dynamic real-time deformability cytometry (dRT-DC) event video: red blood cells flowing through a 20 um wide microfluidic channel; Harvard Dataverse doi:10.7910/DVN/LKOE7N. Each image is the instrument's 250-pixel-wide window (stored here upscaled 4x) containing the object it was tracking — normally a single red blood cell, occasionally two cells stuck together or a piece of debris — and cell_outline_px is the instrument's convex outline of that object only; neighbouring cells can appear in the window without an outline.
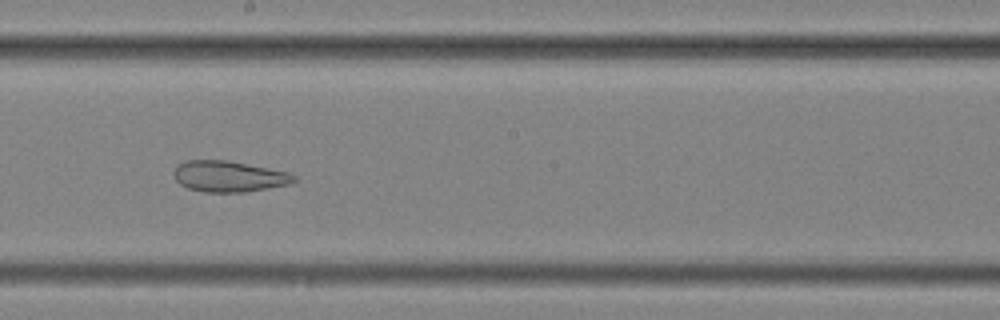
{"species": "common noctule bat (a hibernating species)", "species_latin": "Nyctalus noctula", "temperature_condition": "cold", "stored_images_in_passage": 56, "camera_frame_rate_fps": 3000, "um_per_image_px": 0.085, "animal": {"sex": "female", "body_mass_g": 25.1}, "frame": {"image": 1, "passage_image": 32, "time_ms": 10.333, "image_size_px": [1000, 320], "cell_outline_px": [[296, 180], [288, 184], [268, 188], [244, 192], [204, 192], [188, 188], [180, 184], [176, 180], [176, 168], [180, 164], [188, 160], [228, 160], [288, 172], [296, 176]], "centroid_in_image_um": [19.48, 14.99], "position_along_channel_um": 228.7, "area_um2": 21.39}}